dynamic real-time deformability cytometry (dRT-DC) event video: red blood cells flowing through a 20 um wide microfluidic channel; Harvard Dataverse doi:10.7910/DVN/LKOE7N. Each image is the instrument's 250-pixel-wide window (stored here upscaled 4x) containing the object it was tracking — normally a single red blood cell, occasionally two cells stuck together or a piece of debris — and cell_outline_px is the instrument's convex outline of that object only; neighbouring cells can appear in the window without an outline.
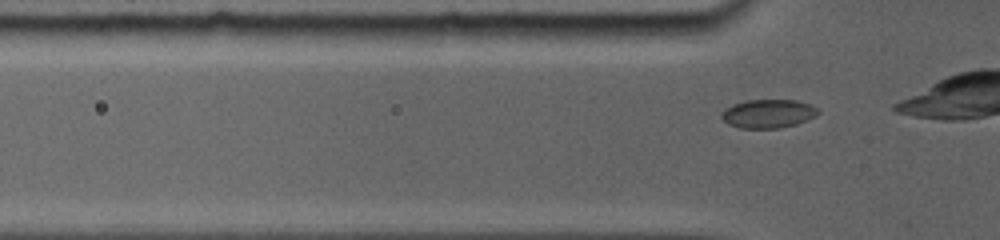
{"species": "common noctule bat (a hibernating species)", "species_latin": "Nyctalus noctula", "temperature_condition": "room temperature", "stored_images_in_passage": 51, "camera_frame_rate_fps": 5000, "um_per_image_px": 0.085, "animal": {"sex": "female", "body_mass_g": 19.0, "forearm_length_mm": 56.7}, "frame": {"image": 1, "passage_image": 2, "time_ms": 0.2, "image_size_px": [1000, 240], "cell_outline_px": [[820, 112], [816, 116], [796, 124], [776, 128], [744, 128], [728, 124], [720, 116], [724, 108], [732, 104], [748, 100], [796, 100], [812, 104]], "centroid_in_image_um": [65.29, 9.65], "position_along_channel_um": 60.5, "area_um2": 16.07}}
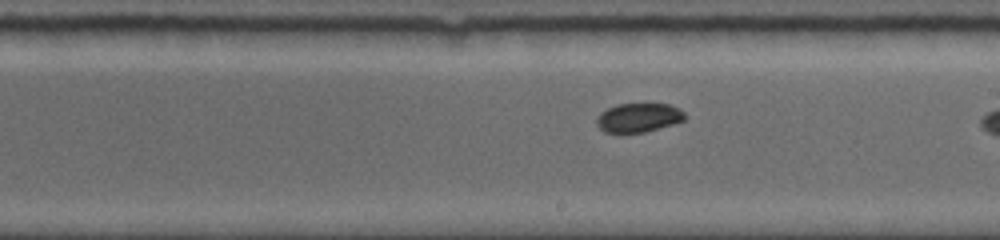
{"frame": {"image": 2, "passage_image": 25, "time_ms": 4.8, "image_size_px": [1000, 240], "cell_outline_px": [[684, 120], [672, 124], [644, 132], [604, 132], [596, 124], [596, 120], [600, 112], [616, 104], [668, 104], [680, 108], [684, 112]], "centroid_in_image_um": [54.26, 9.99], "position_along_channel_um": 234.7, "area_um2": 14.74}}
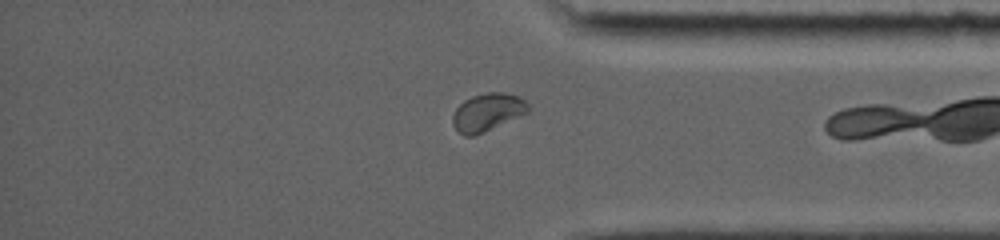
{"frame": {"image": 3, "passage_image": 46, "time_ms": 9.0, "image_size_px": [1000, 240], "cell_outline_px": [[528, 112], [476, 136], [464, 136], [452, 124], [452, 116], [456, 108], [464, 100], [472, 96], [488, 92], [504, 92], [520, 96], [528, 104]], "centroid_in_image_um": [41.42, 9.53], "position_along_channel_um": 393.8, "area_um2": 16.59}, "authors_computed_cell_mechanics": {"area_um2": 15.2592, "velocity_mm_per_s": 3.8088, "shape_relaxation_time_tau1_ms": 8.6913, "shape_relaxation_time_tau2_ms": null, "deformation_change_tau1": 0.0785, "deformation_change_tau2": null}}